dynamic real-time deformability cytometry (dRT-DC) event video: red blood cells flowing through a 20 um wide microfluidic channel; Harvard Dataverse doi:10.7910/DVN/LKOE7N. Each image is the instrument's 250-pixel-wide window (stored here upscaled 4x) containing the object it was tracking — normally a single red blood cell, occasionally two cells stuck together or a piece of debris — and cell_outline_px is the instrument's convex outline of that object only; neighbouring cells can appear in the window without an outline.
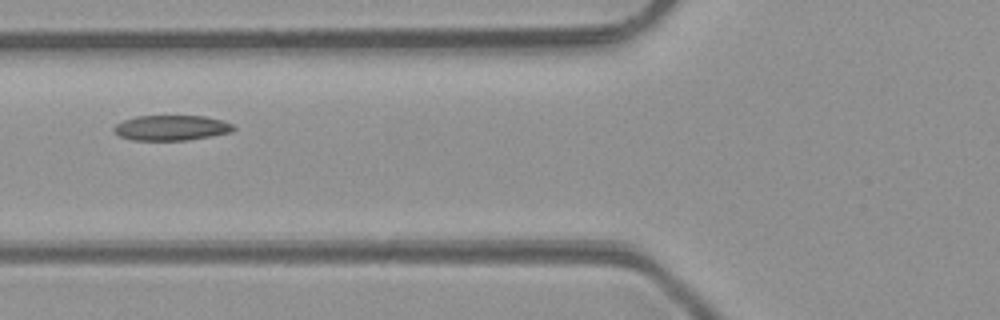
{"species": "common noctule bat (a hibernating species)", "species_latin": "Nyctalus noctula", "temperature_condition": "room temperature", "stored_images_in_passage": 4, "camera_frame_rate_fps": 3000, "um_per_image_px": 0.085, "animal": {"sex": "male", "body_mass_g": 23.1, "forearm_length_mm": 52.7}, "frame": {"image": 1, "passage_image": 4, "time_ms": 4.333, "image_size_px": [1000, 320], "cell_outline_px": [[236, 128], [232, 132], [188, 140], [132, 140], [120, 136], [112, 128], [116, 124], [124, 120], [136, 116], [204, 116], [224, 120], [232, 124]], "centroid_in_image_um": [14.59, 10.86], "position_along_channel_um": 111.2, "area_um2": 17.57}}